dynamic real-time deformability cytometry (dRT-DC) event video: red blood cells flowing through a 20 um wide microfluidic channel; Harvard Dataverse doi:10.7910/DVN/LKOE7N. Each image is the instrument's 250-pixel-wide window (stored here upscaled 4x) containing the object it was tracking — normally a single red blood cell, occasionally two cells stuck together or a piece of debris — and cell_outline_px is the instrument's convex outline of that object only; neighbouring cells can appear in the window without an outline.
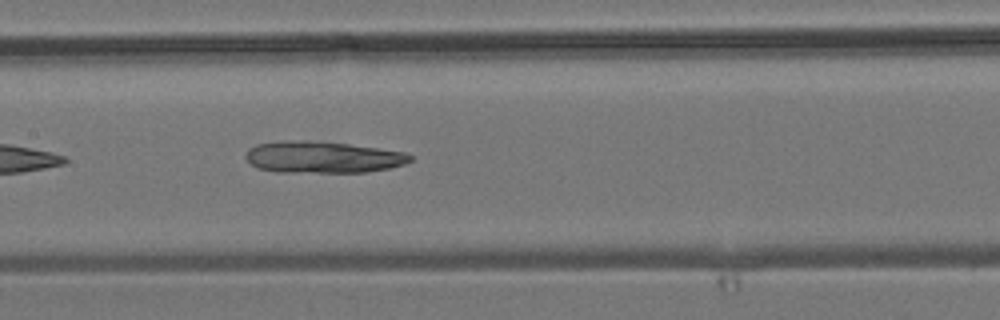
{"species": "common noctule bat (a hibernating species)", "species_latin": "Nyctalus noctula", "temperature_condition": "room temperature", "stored_images_in_passage": 6, "camera_frame_rate_fps": 3000, "um_per_image_px": 0.085, "animal": {"sex": "male", "body_mass_g": 19.2, "forearm_length_mm": 51.8}, "frame": {"image": 1, "passage_image": 6, "time_ms": 6.667, "image_size_px": [1000, 320], "cell_outline_px": [[412, 160], [404, 164], [388, 168], [364, 172], [276, 172], [260, 168], [252, 164], [244, 156], [248, 148], [256, 144], [280, 140], [304, 140], [348, 144], [404, 152], [412, 156]], "centroid_in_image_um": [27.38, 13.35], "position_along_channel_um": 180.0, "area_um2": 30.23}}